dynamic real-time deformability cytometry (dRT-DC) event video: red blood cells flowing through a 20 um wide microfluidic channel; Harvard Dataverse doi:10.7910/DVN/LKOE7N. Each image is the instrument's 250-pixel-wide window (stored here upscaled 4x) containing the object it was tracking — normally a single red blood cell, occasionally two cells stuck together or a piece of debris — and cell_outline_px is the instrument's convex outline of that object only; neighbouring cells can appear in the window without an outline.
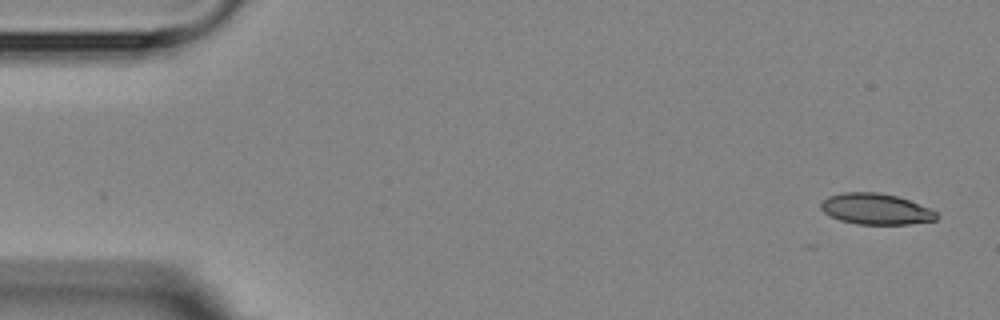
{"species": "Egyptian fruit bat (a non-hibernating species)", "species_latin": "Rousettus aegyptiacus", "temperature_condition": "room temperature", "stored_images_in_passage": 5, "camera_frame_rate_fps": 3000, "um_per_image_px": 0.085, "animal": {"sex": "female"}, "frame": {"image": 1, "passage_image": 1, "time_ms": 0.0, "image_size_px": [1000, 320], "cell_outline_px": [[940, 216], [936, 220], [908, 224], [856, 224], [840, 220], [824, 212], [820, 208], [820, 204], [828, 196], [844, 192], [876, 192], [896, 196], [908, 200], [928, 208], [936, 212]], "centroid_in_image_um": [74.44, 17.77], "position_along_channel_um": 10.6, "area_um2": 20.69}}